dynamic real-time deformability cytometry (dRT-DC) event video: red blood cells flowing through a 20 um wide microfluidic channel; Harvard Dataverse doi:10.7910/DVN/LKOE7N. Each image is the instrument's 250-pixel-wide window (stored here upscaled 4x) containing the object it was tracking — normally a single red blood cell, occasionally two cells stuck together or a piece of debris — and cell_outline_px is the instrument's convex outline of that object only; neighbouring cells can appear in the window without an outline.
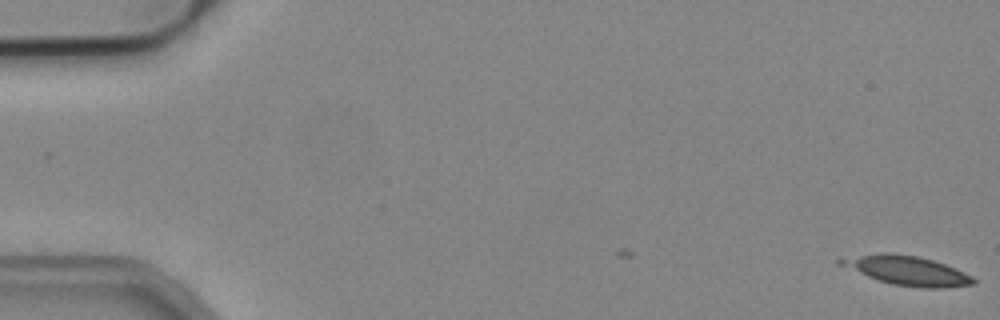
{"species": "common noctule bat (a hibernating species)", "species_latin": "Nyctalus noctula", "temperature_condition": "cold", "stored_images_in_passage": 2, "camera_frame_rate_fps": 3000, "um_per_image_px": 0.085, "animal": {"sex": "male", "body_mass_g": 19.2, "forearm_length_mm": 51.8}, "frame": {"image": 1, "passage_image": 2, "time_ms": 0.333, "image_size_px": [1000, 320], "cell_outline_px": [[976, 284], [944, 288], [920, 288], [892, 284], [868, 276], [836, 264], [836, 260], [880, 252], [884, 252], [916, 256], [932, 260], [956, 268], [972, 276], [976, 280]], "centroid_in_image_um": [77.14, 23.0], "position_along_channel_um": 7.9, "area_um2": 22.43}}